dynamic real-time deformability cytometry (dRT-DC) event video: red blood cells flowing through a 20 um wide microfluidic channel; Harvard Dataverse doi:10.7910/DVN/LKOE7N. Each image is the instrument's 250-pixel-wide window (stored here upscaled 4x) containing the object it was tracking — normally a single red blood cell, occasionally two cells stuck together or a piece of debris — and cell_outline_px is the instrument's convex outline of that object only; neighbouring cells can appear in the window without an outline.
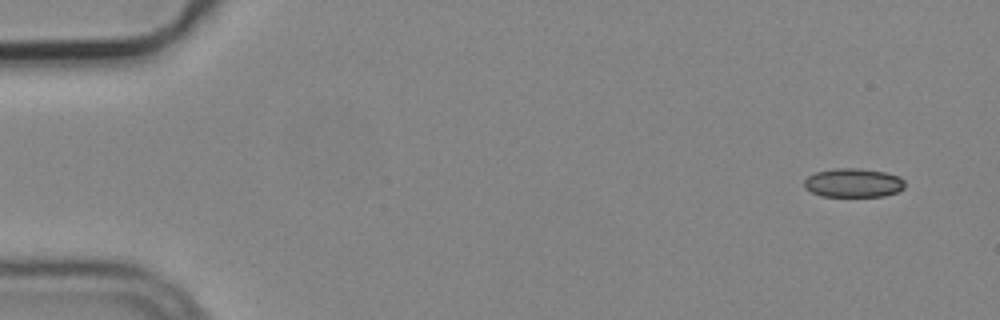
{"species": "common noctule bat (a hibernating species)", "species_latin": "Nyctalus noctula", "temperature_condition": "cold", "stored_images_in_passage": 4, "camera_frame_rate_fps": 3000, "um_per_image_px": 0.085, "animal": {"sex": "male", "body_mass_g": 19.2, "forearm_length_mm": 51.8}, "frame": {"image": 1, "passage_image": 1, "time_ms": 0.0, "image_size_px": [1000, 320], "cell_outline_px": [[904, 188], [896, 192], [884, 196], [820, 196], [804, 188], [804, 180], [808, 176], [816, 172], [836, 168], [860, 168], [884, 172], [900, 176], [904, 180]], "centroid_in_image_um": [72.53, 15.54], "position_along_channel_um": 12.5, "area_um2": 16.99}}
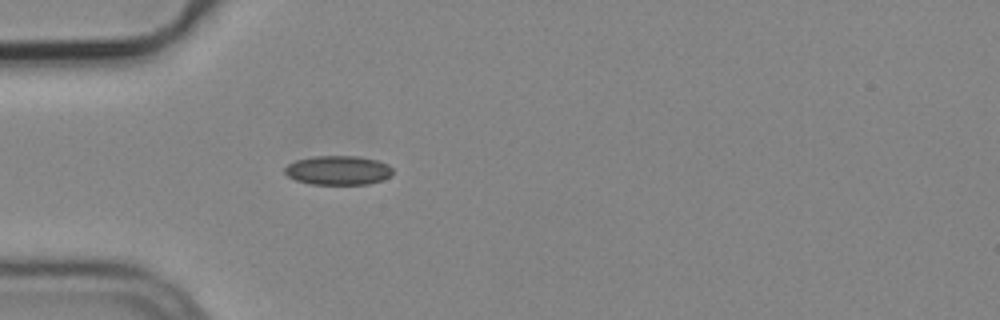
{"frame": {"image": 2, "passage_image": 4, "time_ms": 1.0, "image_size_px": [1000, 320], "cell_outline_px": [[392, 176], [368, 184], [312, 184], [296, 180], [288, 176], [284, 172], [284, 168], [288, 164], [296, 160], [312, 156], [356, 156], [376, 160], [388, 164], [392, 168]], "centroid_in_image_um": [28.73, 14.47], "position_along_channel_um": 56.3, "area_um2": 18.32}}